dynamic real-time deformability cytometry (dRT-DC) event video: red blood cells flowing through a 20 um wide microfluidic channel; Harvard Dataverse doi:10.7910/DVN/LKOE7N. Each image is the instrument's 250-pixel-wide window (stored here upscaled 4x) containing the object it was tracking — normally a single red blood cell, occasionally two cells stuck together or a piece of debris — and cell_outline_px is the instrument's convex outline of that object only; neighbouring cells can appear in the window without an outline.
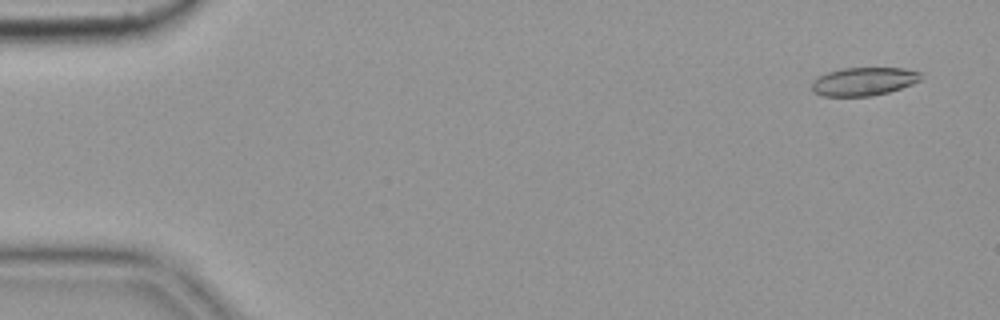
{"species": "common noctule bat (a hibernating species)", "species_latin": "Nyctalus noctula", "temperature_condition": "cold", "stored_images_in_passage": 55, "camera_frame_rate_fps": 3000, "um_per_image_px": 0.085, "animal": {"sex": "female", "body_mass_g": 19.9}, "frame": {"image": 1, "passage_image": 3, "time_ms": 0.667, "image_size_px": [1000, 320], "cell_outline_px": [[920, 80], [912, 84], [888, 92], [872, 96], [824, 96], [812, 92], [812, 80], [828, 72], [840, 68], [904, 68], [920, 72]], "centroid_in_image_um": [73.39, 6.92], "position_along_channel_um": 11.6, "area_um2": 17.92}}
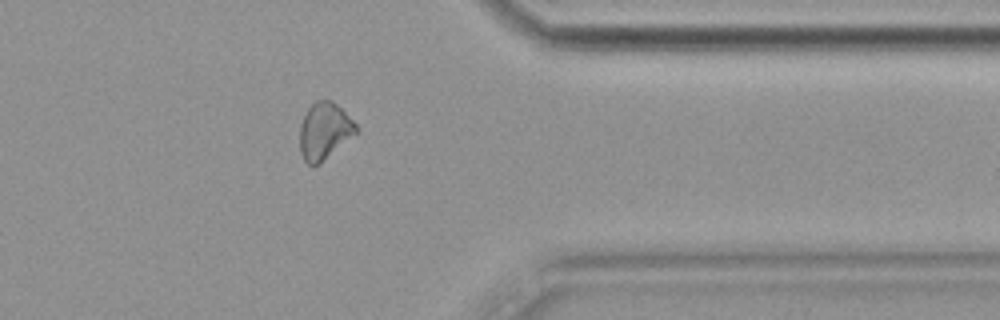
{"frame": {"image": 2, "passage_image": 45, "time_ms": 14.667, "image_size_px": [1000, 320], "cell_outline_px": [[356, 132], [320, 164], [308, 164], [304, 160], [300, 152], [300, 124], [308, 108], [316, 100], [332, 100], [356, 124]], "centroid_in_image_um": [27.53, 11.13], "position_along_channel_um": 383.9, "area_um2": 18.21}}
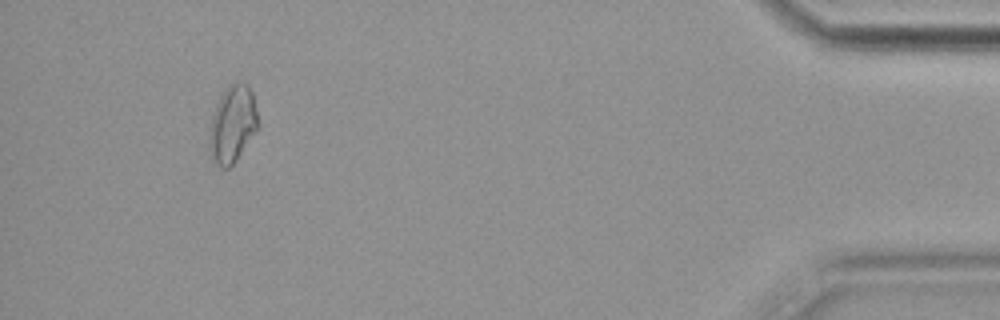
{"frame": {"image": 3, "passage_image": 52, "time_ms": 17.0, "image_size_px": [1000, 320], "cell_outline_px": [[256, 128], [236, 160], [228, 168], [220, 168], [216, 164], [212, 156], [208, 136], [212, 116], [216, 104], [220, 96], [228, 84], [248, 84], [252, 92], [256, 112]], "centroid_in_image_um": [19.72, 10.55], "position_along_channel_um": 415.5, "area_um2": 21.1}}